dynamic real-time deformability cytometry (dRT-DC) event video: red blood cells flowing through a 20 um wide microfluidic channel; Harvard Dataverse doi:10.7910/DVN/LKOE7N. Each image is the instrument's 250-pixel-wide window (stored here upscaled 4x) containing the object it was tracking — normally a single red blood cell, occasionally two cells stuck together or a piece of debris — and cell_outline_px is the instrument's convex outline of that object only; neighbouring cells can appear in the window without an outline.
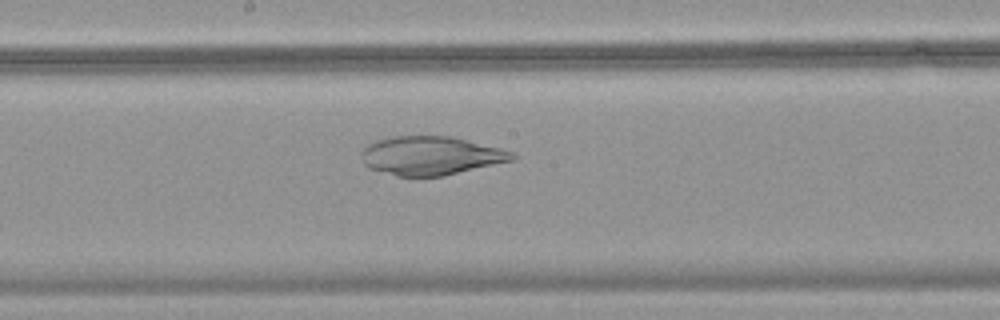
{"species": "common noctule bat (a hibernating species)", "species_latin": "Nyctalus noctula", "temperature_condition": "warm", "stored_images_in_passage": 32, "camera_frame_rate_fps": 3000, "um_per_image_px": 0.085, "animal": {"sex": "female", "body_mass_g": 18.4}, "frame": {"image": 1, "passage_image": 14, "time_ms": 4.333, "image_size_px": [1000, 320], "cell_outline_px": [[516, 156], [512, 160], [444, 176], [396, 176], [368, 168], [364, 164], [360, 156], [360, 152], [368, 144], [376, 140], [388, 136], [452, 136], [516, 152]], "centroid_in_image_um": [36.58, 13.22], "position_along_channel_um": 211.6, "area_um2": 34.16}}